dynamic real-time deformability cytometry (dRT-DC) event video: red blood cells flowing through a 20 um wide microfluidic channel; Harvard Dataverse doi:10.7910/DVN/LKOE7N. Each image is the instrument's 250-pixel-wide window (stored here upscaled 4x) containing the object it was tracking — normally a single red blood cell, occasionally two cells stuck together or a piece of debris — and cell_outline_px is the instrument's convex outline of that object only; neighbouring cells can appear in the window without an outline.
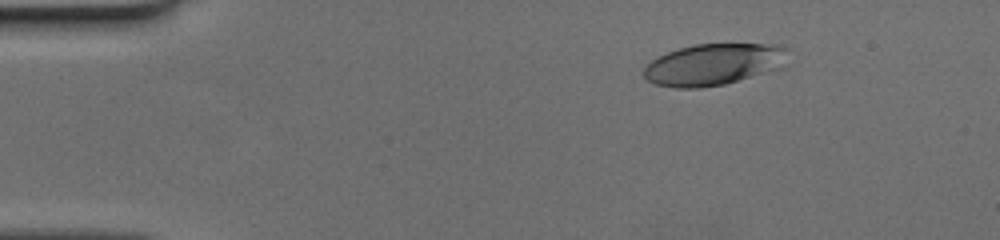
{"species": "human", "species_latin": "Homo sapiens", "temperature_condition": "cold", "stored_images_in_passage": 50, "camera_frame_rate_fps": 3000, "um_per_image_px": 0.085, "donor": {"sex": "female"}, "frame": {"image": 1, "passage_image": 8, "time_ms": 2.333, "image_size_px": [1000, 240], "cell_outline_px": [[792, 48], [784, 68], [724, 84], [700, 88], [672, 88], [656, 84], [648, 80], [644, 76], [644, 64], [668, 52], [680, 48], [696, 44], [780, 44]], "centroid_in_image_um": [60.76, 5.47], "position_along_channel_um": 24.2, "area_um2": 35.55}}
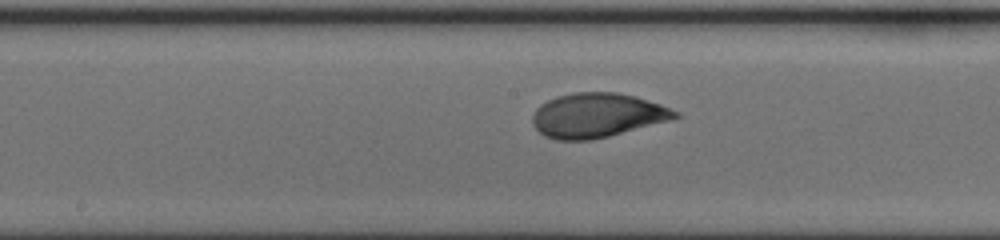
{"frame": {"image": 2, "passage_image": 27, "time_ms": 8.667, "image_size_px": [1000, 240], "cell_outline_px": [[680, 116], [676, 120], [592, 140], [556, 140], [544, 136], [532, 124], [532, 116], [536, 108], [540, 104], [556, 96], [572, 92], [616, 92], [636, 96], [660, 104], [680, 112]], "centroid_in_image_um": [50.8, 9.8], "position_along_channel_um": 197.4, "area_um2": 37.45}}
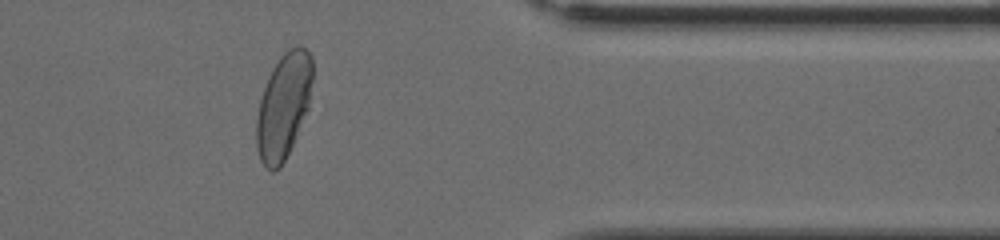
{"frame": {"image": 3, "passage_image": 42, "time_ms": 13.667, "image_size_px": [1000, 240], "cell_outline_px": [[312, 80], [308, 108], [292, 144], [280, 168], [272, 172], [260, 160], [256, 148], [256, 120], [260, 100], [268, 76], [272, 68], [280, 56], [288, 48], [296, 44], [300, 44], [312, 56]], "centroid_in_image_um": [24.09, 8.98], "position_along_channel_um": 387.3, "area_um2": 34.28}}